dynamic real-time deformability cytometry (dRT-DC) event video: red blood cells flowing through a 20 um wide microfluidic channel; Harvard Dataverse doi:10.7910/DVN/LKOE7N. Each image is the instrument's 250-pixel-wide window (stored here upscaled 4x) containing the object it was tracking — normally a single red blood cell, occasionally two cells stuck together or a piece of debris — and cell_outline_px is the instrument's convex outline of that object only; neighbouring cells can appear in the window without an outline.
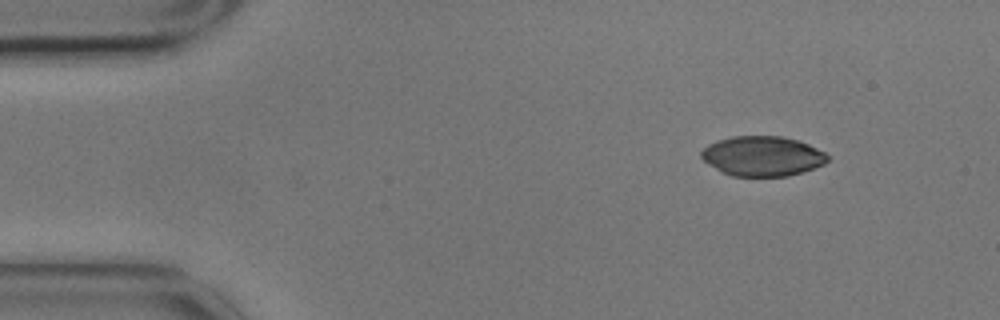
{"species": "common noctule bat (a hibernating species)", "species_latin": "Nyctalus noctula", "temperature_condition": "cold", "stored_images_in_passage": 4, "camera_frame_rate_fps": 3000, "um_per_image_px": 0.085, "animal": {"sex": "male", "body_mass_g": 17.9}, "frame": {"image": 1, "passage_image": 1, "time_ms": 0.0, "image_size_px": [1000, 320], "cell_outline_px": [[828, 160], [824, 164], [788, 176], [732, 176], [720, 172], [708, 164], [700, 156], [700, 152], [708, 144], [716, 140], [732, 136], [784, 136], [808, 144], [824, 152], [828, 156]], "centroid_in_image_um": [64.76, 13.26], "position_along_channel_um": 20.2, "area_um2": 29.36}}